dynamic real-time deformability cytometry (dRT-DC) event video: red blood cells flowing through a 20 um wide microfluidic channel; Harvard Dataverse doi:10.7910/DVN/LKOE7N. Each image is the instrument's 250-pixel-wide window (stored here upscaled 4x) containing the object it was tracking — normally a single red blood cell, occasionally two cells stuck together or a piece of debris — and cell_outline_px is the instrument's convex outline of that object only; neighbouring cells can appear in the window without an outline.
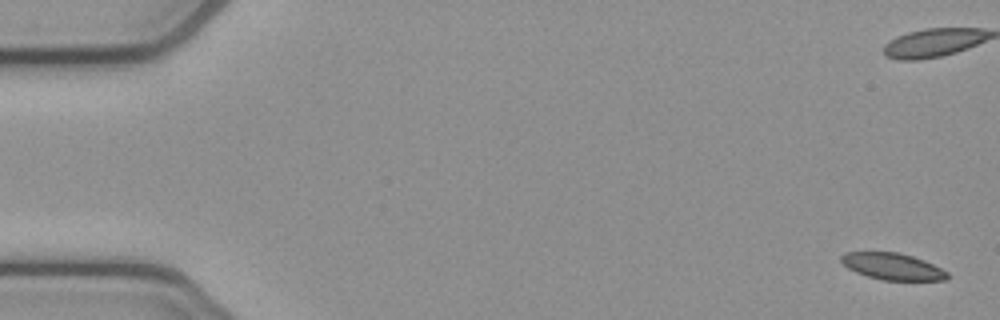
{"species": "common noctule bat (a hibernating species)", "species_latin": "Nyctalus noctula", "temperature_condition": "cold", "stored_images_in_passage": 7, "camera_frame_rate_fps": 3000, "um_per_image_px": 0.085, "animal": {"sex": "female", "body_mass_g": 21.9}, "frame": {"image": 1, "passage_image": 1, "time_ms": 0.0, "image_size_px": [1000, 320], "cell_outline_px": [[948, 280], [880, 280], [856, 272], [848, 268], [840, 260], [840, 256], [844, 252], [900, 252], [924, 260], [948, 272]], "centroid_in_image_um": [75.85, 22.64], "position_along_channel_um": 9.1, "area_um2": 16.47}}
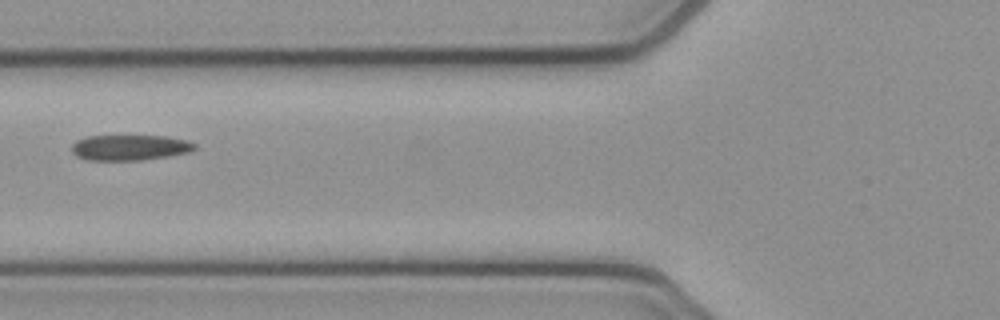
{"frame": {"image": 2, "passage_image": 6, "time_ms": 1.667, "image_size_px": [1000, 320], "cell_outline_px": [[196, 148], [192, 152], [168, 156], [140, 160], [88, 160], [76, 156], [72, 152], [72, 144], [76, 140], [88, 136], [164, 136], [188, 140], [196, 144]], "centroid_in_image_um": [11.05, 12.54], "position_along_channel_um": 114.7, "area_um2": 18.38}}
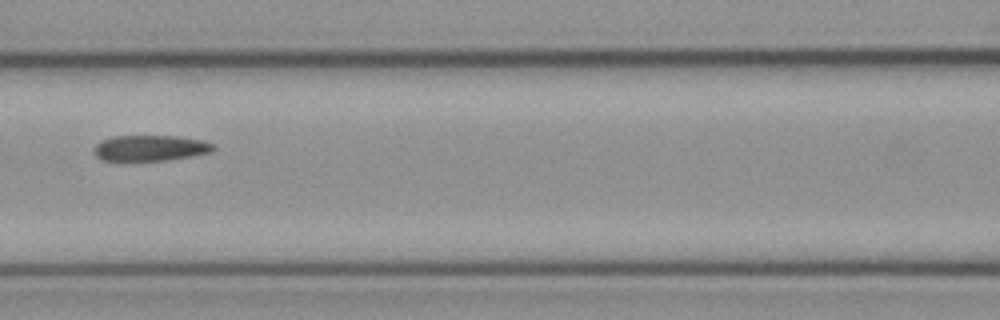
{"frame": {"image": 3, "passage_image": 7, "time_ms": 2.0, "image_size_px": [1000, 320], "cell_outline_px": [[216, 148], [212, 152], [192, 156], [168, 160], [116, 164], [104, 160], [96, 156], [92, 152], [92, 148], [100, 140], [112, 136], [180, 136], [204, 140], [216, 144]], "centroid_in_image_um": [12.71, 12.62], "position_along_channel_um": 153.9, "area_um2": 19.13}}